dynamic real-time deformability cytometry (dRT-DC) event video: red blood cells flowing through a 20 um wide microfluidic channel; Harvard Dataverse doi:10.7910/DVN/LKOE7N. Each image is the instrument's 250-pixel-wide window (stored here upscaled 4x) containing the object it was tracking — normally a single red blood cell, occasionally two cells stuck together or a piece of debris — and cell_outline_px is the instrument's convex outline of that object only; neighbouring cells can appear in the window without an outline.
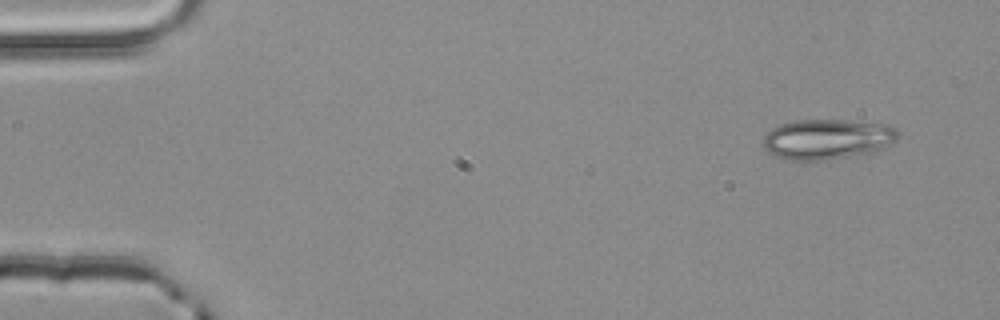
{"species": "common noctule bat (a hibernating species)", "species_latin": "Nyctalus noctula", "temperature_condition": "room temperature", "stored_images_in_passage": 4, "camera_frame_rate_fps": 3000, "um_per_image_px": 0.085, "animal": {"sex": "male", "body_mass_g": 20.4}, "frame": {"image": 1, "passage_image": 1, "time_ms": 0.0, "image_size_px": [1000, 320], "cell_outline_px": [[900, 136], [896, 140], [872, 152], [828, 160], [788, 160], [776, 156], [768, 152], [764, 148], [764, 136], [772, 128], [780, 124], [796, 120], [844, 120], [888, 124]], "centroid_in_image_um": [70.28, 11.83], "position_along_channel_um": 14.7, "area_um2": 31.39}}